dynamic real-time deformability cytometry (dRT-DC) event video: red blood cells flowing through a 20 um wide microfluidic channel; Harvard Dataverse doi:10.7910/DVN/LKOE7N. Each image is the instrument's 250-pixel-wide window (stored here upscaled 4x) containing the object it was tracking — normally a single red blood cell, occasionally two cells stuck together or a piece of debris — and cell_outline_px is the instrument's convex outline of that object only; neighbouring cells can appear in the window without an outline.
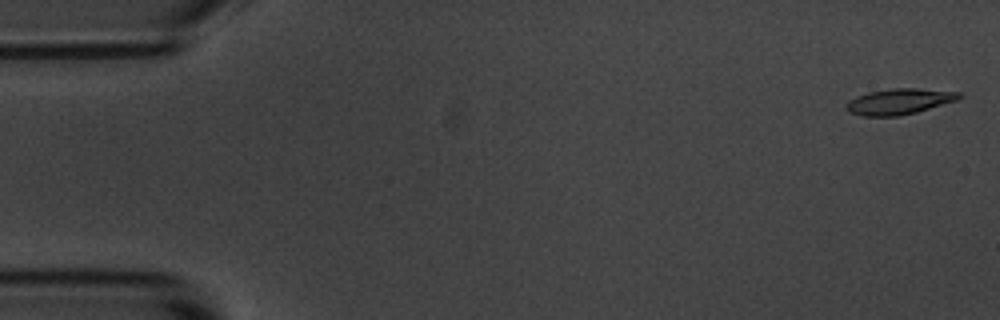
{"species": "common noctule bat (a hibernating species)", "species_latin": "Nyctalus noctula", "temperature_condition": "room temperature", "stored_images_in_passage": 5, "camera_frame_rate_fps": 3000, "um_per_image_px": 0.085, "animal": {"sex": "male", "body_mass_g": 20.1, "forearm_length_mm": 53.5}, "frame": {"image": 1, "passage_image": 1, "time_ms": 0.0, "image_size_px": [1000, 320], "cell_outline_px": [[964, 96], [956, 100], [916, 112], [900, 116], [864, 116], [848, 112], [844, 108], [848, 100], [856, 96], [868, 92], [892, 88], [916, 88], [960, 92]], "centroid_in_image_um": [76.39, 8.62], "position_along_channel_um": 8.6, "area_um2": 16.99}}
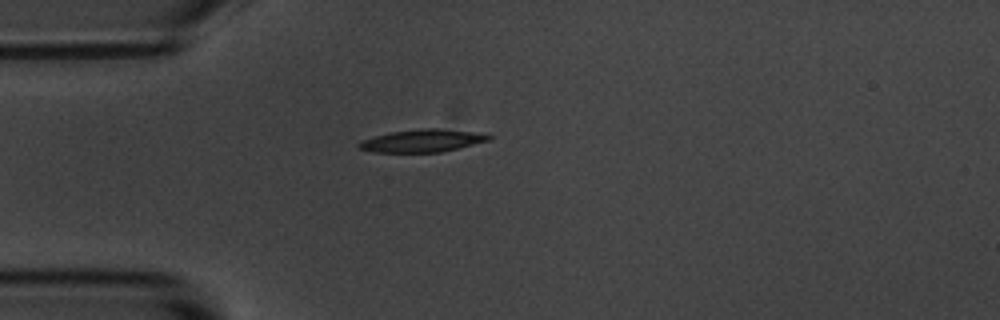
{"frame": {"image": 2, "passage_image": 4, "time_ms": 4.333, "image_size_px": [1000, 320], "cell_outline_px": [[492, 136], [488, 140], [460, 148], [440, 152], [372, 152], [360, 148], [356, 144], [360, 140], [392, 132], [424, 128], [440, 128], [472, 132]], "centroid_in_image_um": [35.86, 11.96], "position_along_channel_um": 49.1, "area_um2": 16.88}}